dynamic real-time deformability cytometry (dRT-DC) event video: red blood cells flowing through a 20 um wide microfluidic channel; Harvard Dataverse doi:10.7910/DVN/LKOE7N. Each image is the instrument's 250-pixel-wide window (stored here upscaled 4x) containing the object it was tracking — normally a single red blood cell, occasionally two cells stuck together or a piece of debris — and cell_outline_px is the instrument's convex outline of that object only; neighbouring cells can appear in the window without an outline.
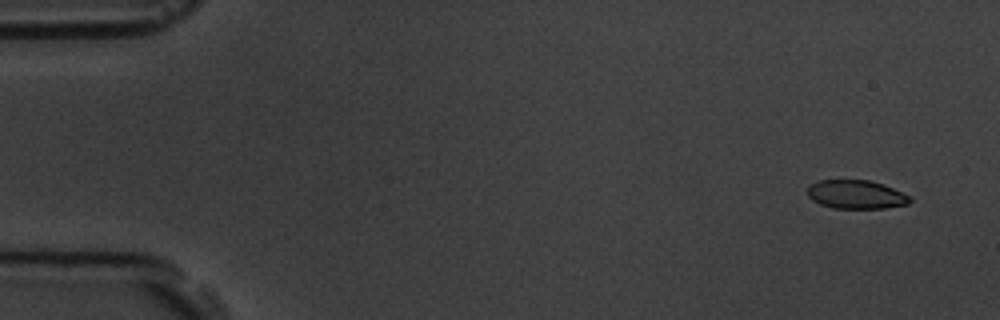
{"species": "common noctule bat (a hibernating species)", "species_latin": "Nyctalus noctula", "temperature_condition": "room temperature", "stored_images_in_passage": 4, "camera_frame_rate_fps": 3000, "um_per_image_px": 0.085, "animal": {"sex": "male", "body_mass_g": 19.5, "forearm_length_mm": 54.6}, "frame": {"image": 1, "passage_image": 1, "time_ms": 0.0, "image_size_px": [1000, 320], "cell_outline_px": [[912, 200], [908, 204], [884, 208], [832, 208], [820, 204], [812, 200], [808, 196], [808, 184], [820, 180], [868, 180], [892, 188], [908, 196]], "centroid_in_image_um": [72.71, 16.53], "position_along_channel_um": 12.3, "area_um2": 16.94}}
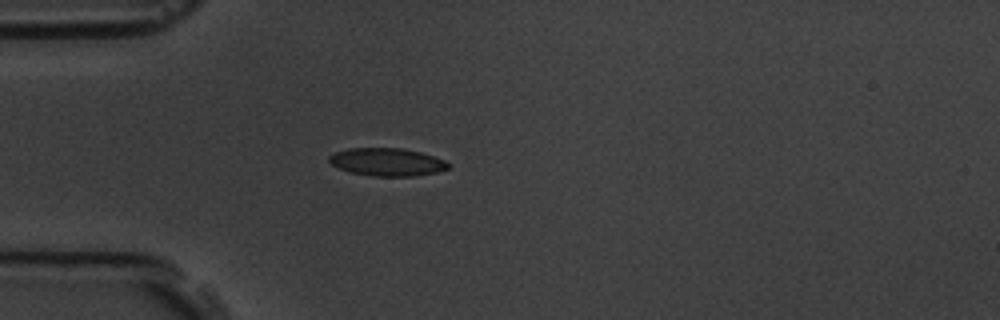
{"frame": {"image": 2, "passage_image": 4, "time_ms": 4.333, "image_size_px": [1000, 320], "cell_outline_px": [[448, 168], [436, 172], [412, 176], [372, 176], [352, 172], [340, 168], [332, 164], [328, 160], [328, 156], [336, 152], [348, 148], [404, 148], [420, 152], [444, 160], [448, 164]], "centroid_in_image_um": [32.88, 13.76], "position_along_channel_um": 52.1, "area_um2": 19.07}}